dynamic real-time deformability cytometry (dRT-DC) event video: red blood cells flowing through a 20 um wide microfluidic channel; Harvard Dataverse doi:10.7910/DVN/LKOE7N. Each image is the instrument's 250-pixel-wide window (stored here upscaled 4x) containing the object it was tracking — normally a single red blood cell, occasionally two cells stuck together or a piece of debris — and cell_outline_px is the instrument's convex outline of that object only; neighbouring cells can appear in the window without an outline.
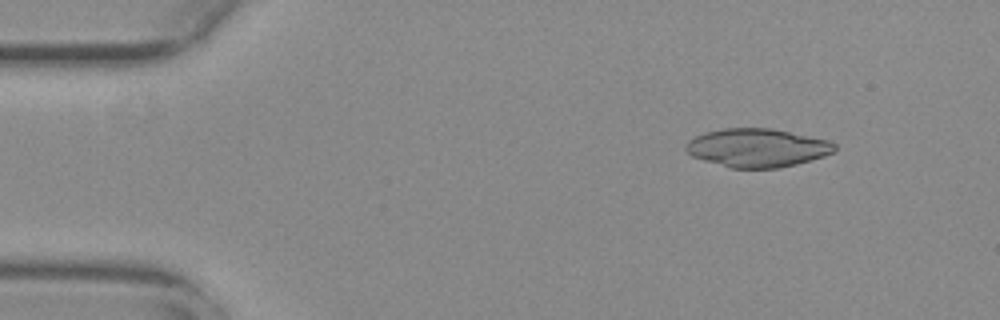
{"species": "common noctule bat (a hibernating species)", "species_latin": "Nyctalus noctula", "temperature_condition": "warm", "stored_images_in_passage": 49, "camera_frame_rate_fps": 3000, "um_per_image_px": 0.085, "animal": {"sex": "female", "body_mass_g": 29.2, "forearm_length_mm": 56.3}, "frame": {"image": 1, "passage_image": 1, "time_ms": 0.0, "image_size_px": [1000, 320], "cell_outline_px": [[836, 148], [832, 152], [824, 156], [796, 164], [776, 168], [732, 168], [704, 160], [692, 156], [684, 148], [688, 140], [704, 132], [724, 128], [772, 128], [828, 140], [836, 144]], "centroid_in_image_um": [64.35, 12.55], "position_along_channel_um": 20.6, "area_um2": 33.18}}
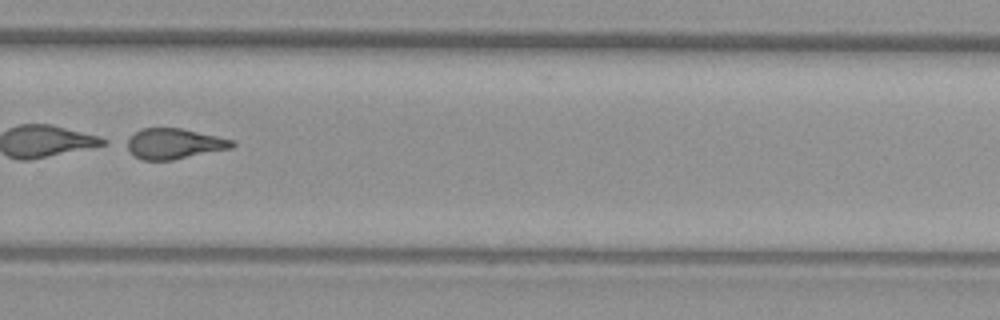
{"frame": {"image": 2, "passage_image": 32, "time_ms": 10.333, "image_size_px": [1000, 320], "cell_outline_px": [[236, 144], [232, 148], [172, 160], [140, 160], [128, 152], [120, 144], [124, 140], [140, 128], [184, 128], [232, 140]], "centroid_in_image_um": [14.67, 12.21], "position_along_channel_um": 315.1, "area_um2": 19.19}}